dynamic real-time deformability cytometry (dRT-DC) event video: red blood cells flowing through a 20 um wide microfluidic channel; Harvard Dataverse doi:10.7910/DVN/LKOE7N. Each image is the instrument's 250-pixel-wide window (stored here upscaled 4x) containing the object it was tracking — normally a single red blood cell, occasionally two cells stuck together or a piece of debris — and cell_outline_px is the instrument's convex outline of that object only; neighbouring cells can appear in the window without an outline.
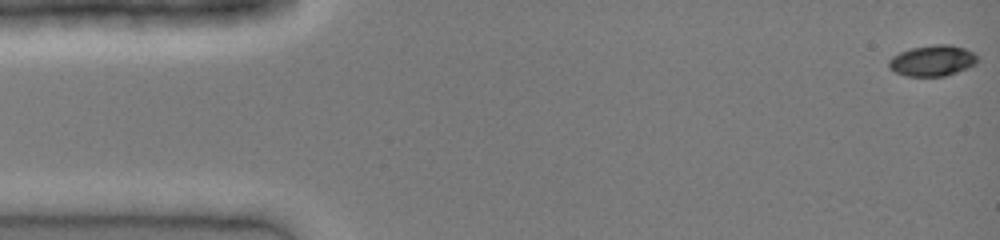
{"species": "common noctule bat (a hibernating species)", "species_latin": "Nyctalus noctula", "temperature_condition": "cold", "stored_images_in_passage": 26, "segment_of_instrument_passage": [1, 2], "camera_frame_rate_fps": 3000, "um_per_image_px": 0.085, "animal": {"sex": "female", "body_mass_g": 19.0, "forearm_length_mm": 51.5}, "frame": {"image": 1, "passage_image": 1, "time_ms": 0.0, "image_size_px": [1000, 240], "cell_outline_px": [[980, 60], [976, 64], [968, 68], [944, 76], [904, 76], [888, 68], [888, 60], [892, 56], [900, 52], [912, 48], [936, 44], [952, 44], [964, 48], [972, 52]], "centroid_in_image_um": [79.26, 5.15], "position_along_channel_um": 5.7, "area_um2": 16.07}}